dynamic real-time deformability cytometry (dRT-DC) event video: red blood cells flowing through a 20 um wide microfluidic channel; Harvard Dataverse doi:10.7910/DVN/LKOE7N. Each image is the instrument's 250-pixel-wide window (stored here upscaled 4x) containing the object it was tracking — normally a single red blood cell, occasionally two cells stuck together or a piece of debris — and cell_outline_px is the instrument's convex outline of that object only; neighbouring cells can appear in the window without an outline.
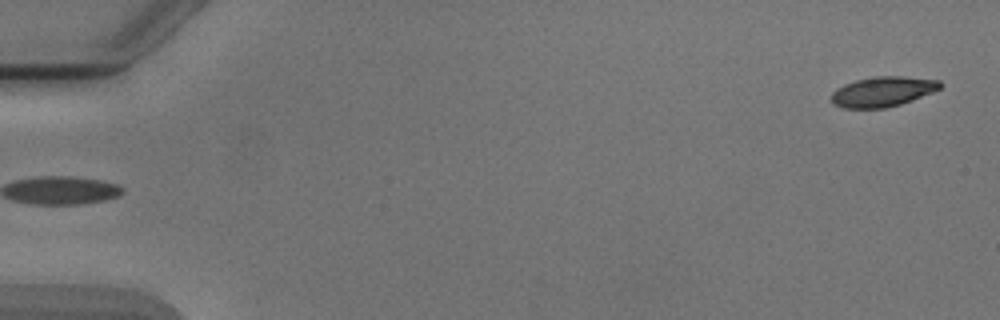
{"species": "Egyptian fruit bat (a non-hibernating species)", "species_latin": "Rousettus aegyptiacus", "temperature_condition": "cold", "stored_images_in_passage": 6, "camera_frame_rate_fps": 3000, "um_per_image_px": 0.085, "animal": {"sex": "male"}, "frame": {"image": 1, "passage_image": 1, "time_ms": 0.0, "image_size_px": [1000, 320], "cell_outline_px": [[944, 84], [940, 88], [932, 92], [912, 100], [900, 104], [884, 108], [844, 108], [832, 104], [832, 92], [836, 88], [844, 84], [856, 80], [876, 76], [904, 76], [940, 80]], "centroid_in_image_um": [75.03, 7.78], "position_along_channel_um": 10.0, "area_um2": 19.07}}
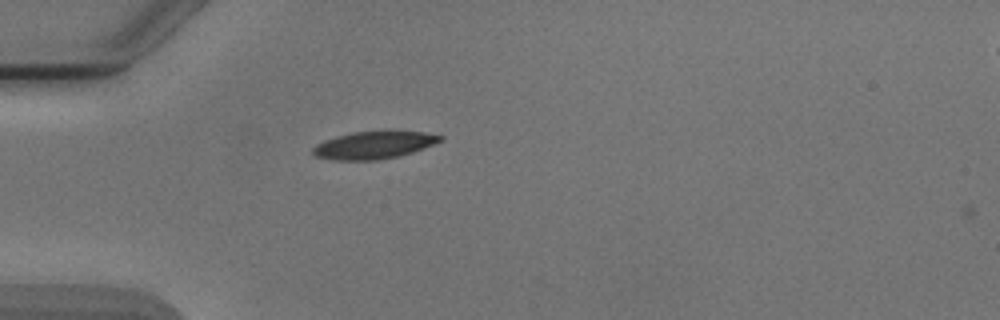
{"frame": {"image": 2, "passage_image": 5, "time_ms": 4.667, "image_size_px": [1000, 320], "cell_outline_px": [[444, 140], [424, 148], [412, 152], [396, 156], [376, 160], [336, 160], [316, 156], [312, 152], [312, 148], [316, 144], [324, 140], [352, 132], [424, 132], [444, 136]], "centroid_in_image_um": [31.78, 12.34], "position_along_channel_um": 53.2, "area_um2": 20.0}}